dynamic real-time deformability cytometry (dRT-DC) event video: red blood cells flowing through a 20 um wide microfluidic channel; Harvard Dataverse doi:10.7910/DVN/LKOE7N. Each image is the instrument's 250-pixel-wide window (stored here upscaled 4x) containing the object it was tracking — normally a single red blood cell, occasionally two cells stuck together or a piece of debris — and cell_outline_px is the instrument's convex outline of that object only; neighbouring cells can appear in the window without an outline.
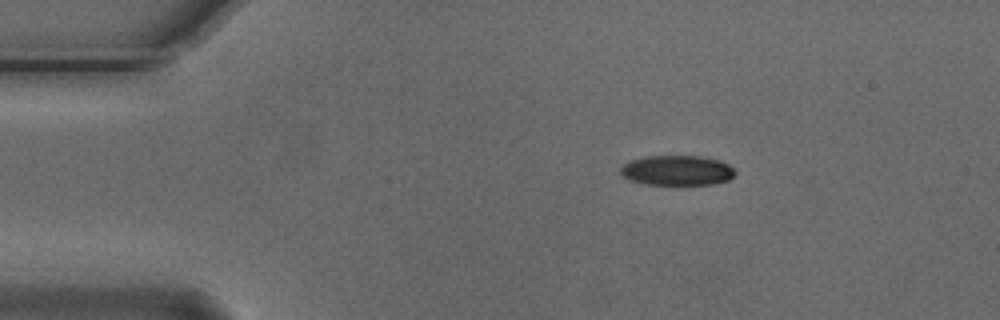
{"species": "Egyptian fruit bat (a non-hibernating species)", "species_latin": "Rousettus aegyptiacus", "temperature_condition": "cold", "stored_images_in_passage": 3, "camera_frame_rate_fps": 3000, "um_per_image_px": 0.085, "animal": {"sex": "male"}, "frame": {"image": 1, "passage_image": 1, "time_ms": 0.0, "image_size_px": [1000, 320], "cell_outline_px": [[736, 172], [728, 180], [716, 184], [644, 184], [620, 176], [620, 168], [624, 164], [632, 160], [644, 156], [700, 156], [720, 160], [728, 164]], "centroid_in_image_um": [57.54, 14.48], "position_along_channel_um": 27.5, "area_um2": 20.0}}
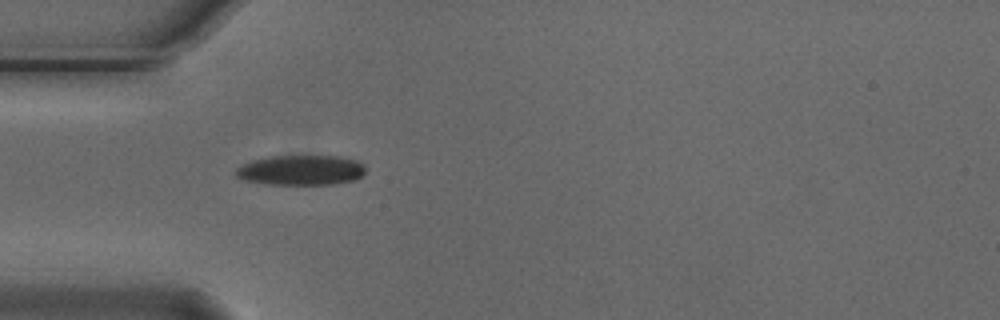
{"frame": {"image": 2, "passage_image": 3, "time_ms": 0.667, "image_size_px": [1000, 320], "cell_outline_px": [[364, 172], [360, 176], [352, 180], [332, 184], [264, 184], [244, 180], [236, 176], [236, 168], [252, 160], [272, 156], [340, 156], [356, 160], [364, 164]], "centroid_in_image_um": [25.56, 14.46], "position_along_channel_um": 59.4, "area_um2": 22.54}}